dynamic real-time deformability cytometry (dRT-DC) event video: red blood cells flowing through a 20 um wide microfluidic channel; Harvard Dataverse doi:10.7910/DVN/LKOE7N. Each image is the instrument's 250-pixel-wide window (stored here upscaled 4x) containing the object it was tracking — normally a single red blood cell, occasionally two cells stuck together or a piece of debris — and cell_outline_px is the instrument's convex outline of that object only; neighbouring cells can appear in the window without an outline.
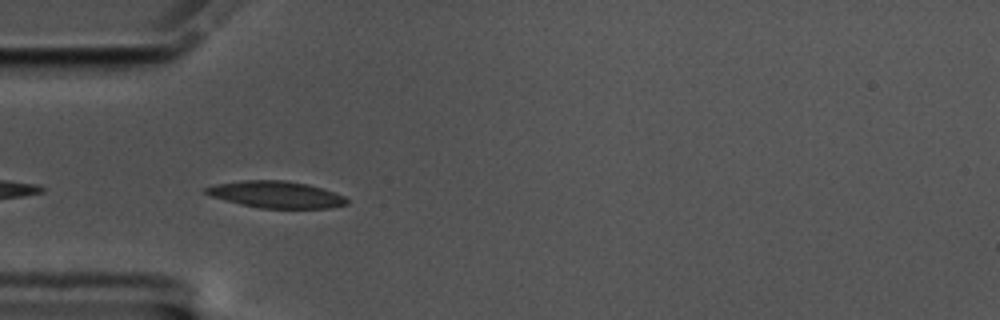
{"species": "common noctule bat (a hibernating species)", "species_latin": "Nyctalus noctula", "temperature_condition": "cold", "stored_images_in_passage": 5, "camera_frame_rate_fps": 3000, "um_per_image_px": 0.085, "animal": {"sex": "male", "body_mass_g": 17.5, "forearm_length_mm": 52.3}, "frame": {"image": 1, "passage_image": 3, "time_ms": 0.667, "image_size_px": [1000, 320], "cell_outline_px": [[348, 204], [332, 208], [260, 208], [240, 204], [212, 196], [204, 192], [204, 188], [216, 184], [244, 180], [284, 180], [308, 184], [344, 196], [348, 200]], "centroid_in_image_um": [23.48, 16.54], "position_along_channel_um": 61.5, "area_um2": 21.79}}